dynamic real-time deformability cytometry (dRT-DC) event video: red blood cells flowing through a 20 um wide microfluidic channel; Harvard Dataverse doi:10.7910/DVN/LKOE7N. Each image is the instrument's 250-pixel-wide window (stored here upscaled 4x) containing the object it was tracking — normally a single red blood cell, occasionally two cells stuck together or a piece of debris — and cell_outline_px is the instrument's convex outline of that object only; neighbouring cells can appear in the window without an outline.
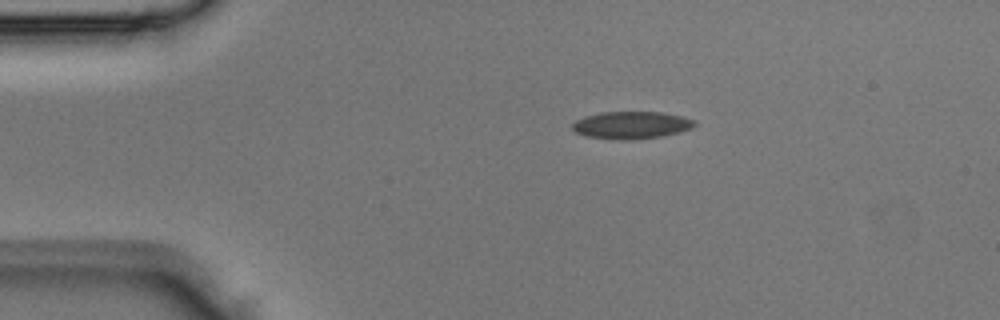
{"species": "Egyptian fruit bat (a non-hibernating species)", "species_latin": "Rousettus aegyptiacus", "temperature_condition": "room temperature", "stored_images_in_passage": 2, "camera_frame_rate_fps": 3000, "um_per_image_px": 0.085, "animal": {"sex": "male"}, "frame": {"image": 1, "passage_image": 1, "time_ms": 0.0, "image_size_px": [1000, 320], "cell_outline_px": [[696, 124], [692, 128], [680, 132], [664, 136], [624, 140], [620, 140], [584, 136], [576, 132], [572, 128], [572, 124], [576, 120], [584, 116], [600, 112], [664, 112], [684, 116], [696, 120]], "centroid_in_image_um": [53.69, 10.62], "position_along_channel_um": 31.3, "area_um2": 19.71}}
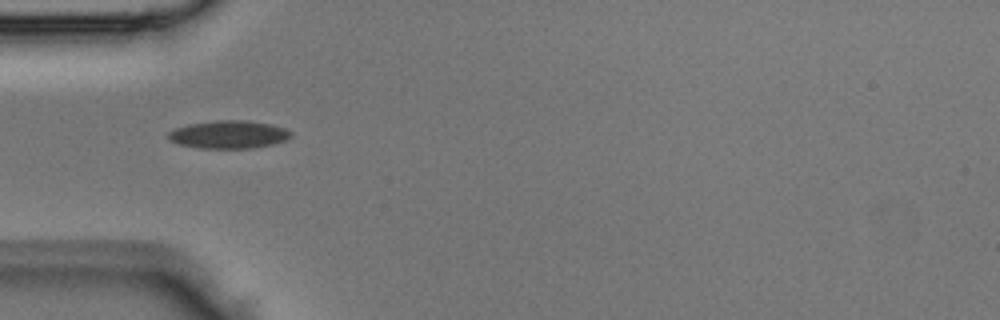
{"frame": {"image": 2, "passage_image": 2, "time_ms": 0.333, "image_size_px": [1000, 320], "cell_outline_px": [[292, 136], [284, 140], [272, 144], [252, 148], [200, 148], [180, 144], [168, 140], [168, 132], [176, 128], [188, 124], [216, 120], [248, 120], [272, 124], [284, 128], [292, 132]], "centroid_in_image_um": [19.44, 11.42], "position_along_channel_um": 65.6, "area_um2": 19.94}}